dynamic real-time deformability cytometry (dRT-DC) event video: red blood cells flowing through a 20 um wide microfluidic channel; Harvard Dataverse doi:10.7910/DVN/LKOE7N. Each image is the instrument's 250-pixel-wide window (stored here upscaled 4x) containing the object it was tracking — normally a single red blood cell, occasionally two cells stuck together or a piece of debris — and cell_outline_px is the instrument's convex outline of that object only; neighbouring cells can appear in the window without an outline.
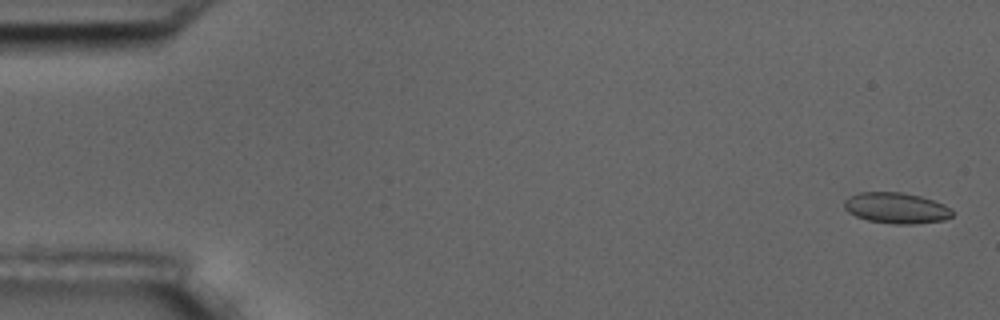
{"species": "common noctule bat (a hibernating species)", "species_latin": "Nyctalus noctula", "temperature_condition": "room temperature", "stored_images_in_passage": 58, "camera_frame_rate_fps": 3000, "um_per_image_px": 0.085, "animal": {"sex": "male", "body_mass_g": 17.5, "forearm_length_mm": 52.3}, "frame": {"image": 1, "passage_image": 2, "time_ms": 0.333, "image_size_px": [1000, 320], "cell_outline_px": [[952, 216], [944, 220], [916, 224], [896, 224], [868, 220], [856, 216], [848, 212], [844, 208], [844, 200], [860, 192], [904, 192], [920, 196], [944, 204], [952, 212]], "centroid_in_image_um": [76.18, 17.68], "position_along_channel_um": 8.8, "area_um2": 19.31}}
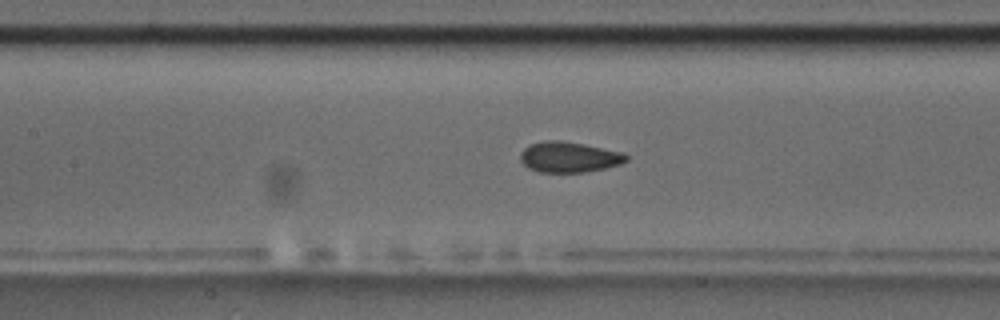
{"frame": {"image": 2, "passage_image": 26, "time_ms": 8.333, "image_size_px": [1000, 320], "cell_outline_px": [[628, 160], [620, 164], [604, 168], [584, 172], [540, 172], [528, 168], [520, 160], [520, 152], [528, 144], [544, 140], [560, 140], [584, 144], [624, 152], [628, 156]], "centroid_in_image_um": [48.35, 13.34], "position_along_channel_um": 159.0, "area_um2": 19.02}}
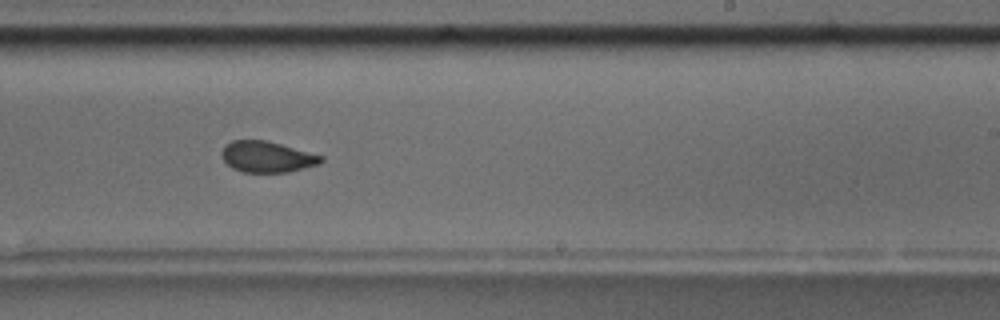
{"frame": {"image": 3, "passage_image": 35, "time_ms": 11.333, "image_size_px": [1000, 320], "cell_outline_px": [[324, 160], [320, 164], [288, 172], [244, 172], [232, 168], [220, 156], [220, 152], [224, 144], [232, 140], [268, 140], [324, 156]], "centroid_in_image_um": [22.69, 13.32], "position_along_channel_um": 266.3, "area_um2": 18.21}, "authors_computed_cell_mechanics": {"area_um2": 18.7561, "velocity_mm_per_s": 3.5975, "shape_relaxation_time_tau1_ms": 9.5846, "shape_relaxation_time_tau2_ms": 0.9378, "deformation_change_tau1": 0.1448, "deformation_change_tau2": 0.0565}}